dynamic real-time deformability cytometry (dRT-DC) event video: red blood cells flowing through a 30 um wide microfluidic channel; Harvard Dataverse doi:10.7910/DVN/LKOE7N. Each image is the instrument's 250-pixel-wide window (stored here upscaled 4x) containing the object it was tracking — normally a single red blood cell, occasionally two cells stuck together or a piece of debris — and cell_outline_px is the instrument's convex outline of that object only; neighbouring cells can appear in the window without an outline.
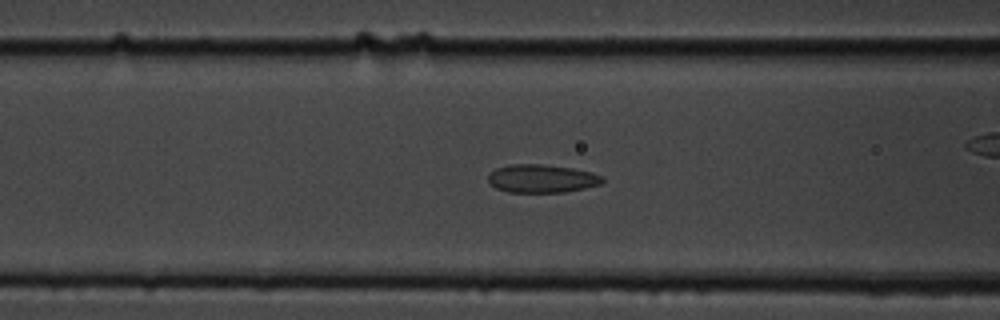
{"species": "common noctule bat (a hibernating species)", "species_latin": "Nyctalus noctula", "temperature_condition": "cold", "stored_images_in_passage": 52, "camera_frame_rate_fps": 3000, "um_per_image_px": 0.085, "animal": {"sex": "male", "body_mass_g": 19.5, "forearm_length_mm": 54.6}, "frame": {"image": 1, "passage_image": 21, "time_ms": 6.667, "image_size_px": [1000, 320], "cell_outline_px": [[604, 180], [600, 184], [584, 188], [564, 192], [508, 192], [496, 188], [488, 180], [488, 176], [496, 168], [508, 164], [544, 164], [572, 168], [592, 172], [604, 176]], "centroid_in_image_um": [46.07, 15.17], "position_along_channel_um": 120.5, "area_um2": 18.79}}
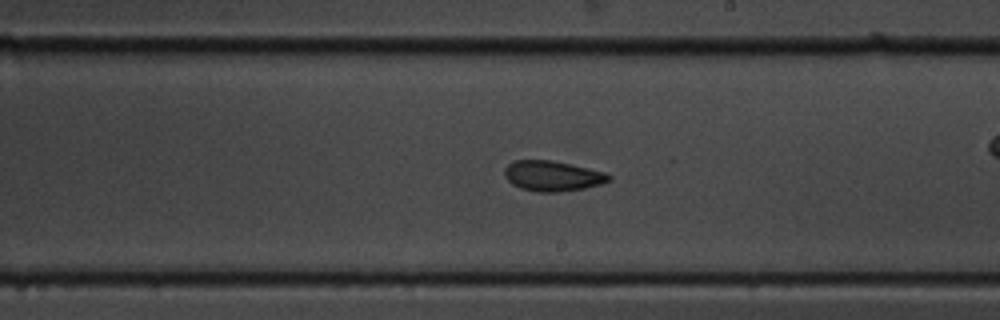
{"frame": {"image": 2, "passage_image": 31, "time_ms": 10.0, "image_size_px": [1000, 320], "cell_outline_px": [[612, 180], [600, 184], [584, 188], [560, 192], [536, 192], [520, 188], [512, 184], [504, 176], [504, 168], [512, 160], [552, 160], [588, 168], [604, 172], [612, 176]], "centroid_in_image_um": [46.94, 14.95], "position_along_channel_um": 242.1, "area_um2": 18.55}}
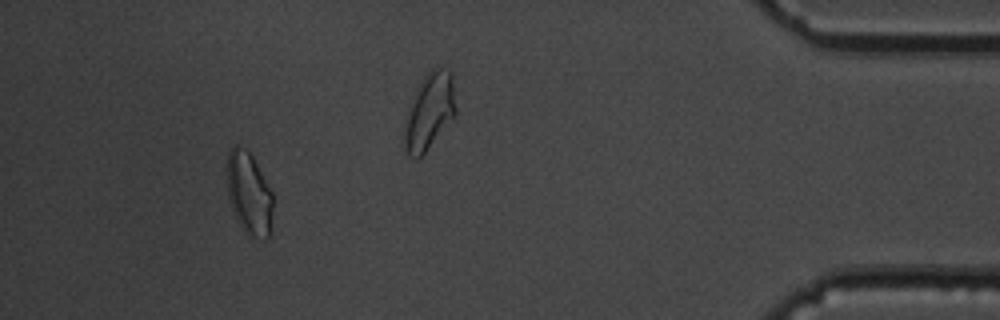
{"frame": {"image": 3, "passage_image": 50, "time_ms": 16.333, "image_size_px": [1000, 320], "cell_outline_px": [[272, 236], [264, 240], [252, 236], [236, 220], [228, 196], [228, 152], [236, 144], [248, 148], [272, 192]], "centroid_in_image_um": [21.2, 16.45], "position_along_channel_um": 414.0, "area_um2": 22.08}}